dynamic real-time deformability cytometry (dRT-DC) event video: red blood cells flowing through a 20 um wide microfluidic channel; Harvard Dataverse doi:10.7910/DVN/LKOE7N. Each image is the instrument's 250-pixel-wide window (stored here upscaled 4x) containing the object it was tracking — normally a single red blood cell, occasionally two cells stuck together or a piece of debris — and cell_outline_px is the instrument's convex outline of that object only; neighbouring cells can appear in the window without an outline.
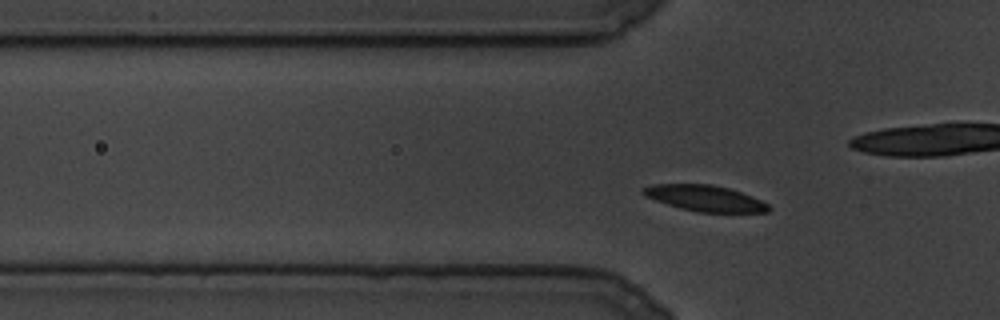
{"species": "common noctule bat (a hibernating species)", "species_latin": "Nyctalus noctula", "temperature_condition": "cold", "stored_images_in_passage": 103, "camera_frame_rate_fps": 3000, "um_per_image_px": 0.085, "animal": {"sex": "male", "body_mass_g": 19.5, "forearm_length_mm": 54.6}, "frame": {"image": 1, "passage_image": 29, "time_ms": 9.333, "image_size_px": [1000, 320], "cell_outline_px": [[772, 208], [768, 212], [700, 212], [680, 208], [644, 196], [640, 192], [644, 188], [652, 184], [712, 184], [728, 188], [752, 196], [768, 204]], "centroid_in_image_um": [59.93, 16.85], "position_along_channel_um": 65.9, "area_um2": 18.84}}
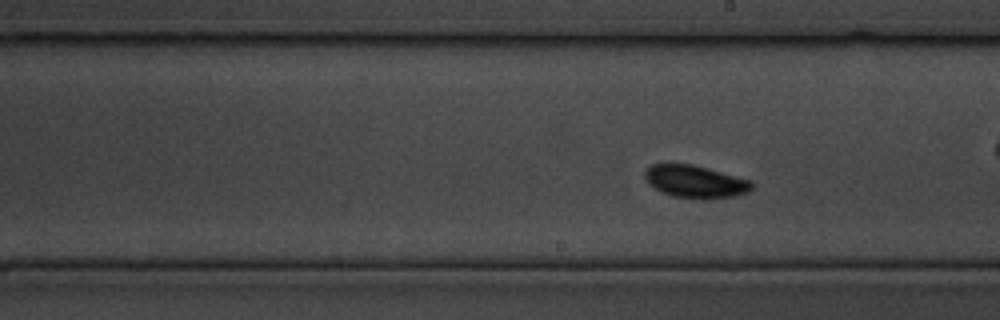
{"frame": {"image": 2, "passage_image": 58, "time_ms": 19.0, "image_size_px": [1000, 320], "cell_outline_px": [[752, 188], [748, 192], [736, 196], [708, 200], [700, 200], [672, 196], [660, 192], [644, 176], [644, 172], [652, 164], [692, 164], [708, 168], [752, 180]], "centroid_in_image_um": [59.15, 15.46], "position_along_channel_um": 229.9, "area_um2": 20.46}}
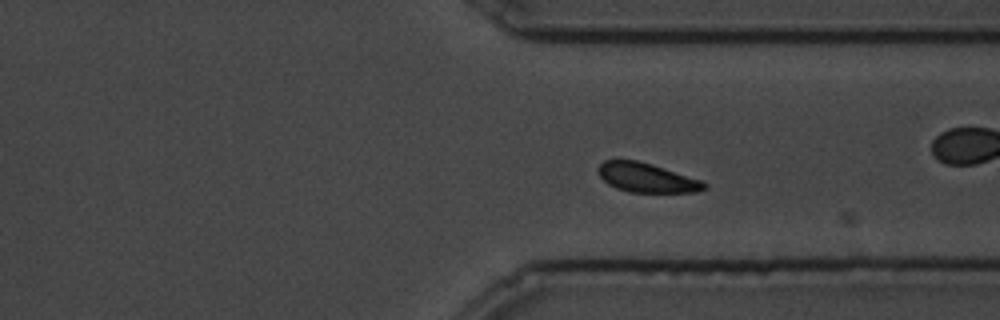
{"frame": {"image": 3, "passage_image": 80, "time_ms": 26.333, "image_size_px": [1000, 320], "cell_outline_px": [[708, 188], [696, 192], [632, 192], [616, 188], [608, 184], [600, 176], [596, 168], [604, 160], [636, 160], [652, 164], [704, 180], [708, 184]], "centroid_in_image_um": [55.01, 15.1], "position_along_channel_um": 356.4, "area_um2": 18.26}}